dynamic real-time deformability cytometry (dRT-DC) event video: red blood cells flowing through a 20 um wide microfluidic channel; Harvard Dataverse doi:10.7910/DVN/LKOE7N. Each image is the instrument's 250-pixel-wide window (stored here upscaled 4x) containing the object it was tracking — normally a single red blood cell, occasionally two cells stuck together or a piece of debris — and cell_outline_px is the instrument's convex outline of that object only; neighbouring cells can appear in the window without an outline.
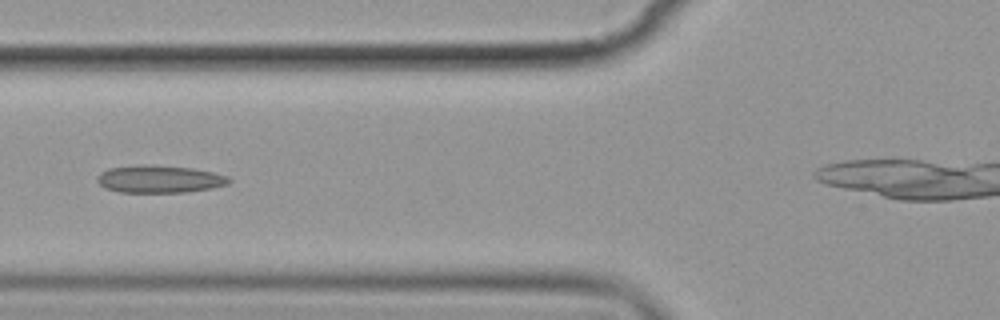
{"species": "common noctule bat (a hibernating species)", "species_latin": "Nyctalus noctula", "temperature_condition": "cold", "stored_images_in_passage": 8, "camera_frame_rate_fps": 3000, "um_per_image_px": 0.085, "animal": {"sex": "female", "body_mass_g": 19.9}, "frame": {"image": 1, "passage_image": 4, "time_ms": 3.667, "image_size_px": [1000, 320], "cell_outline_px": [[232, 180], [228, 184], [212, 188], [188, 192], [120, 192], [104, 188], [96, 180], [96, 176], [100, 172], [108, 168], [136, 164], [152, 164], [192, 168], [212, 172], [228, 176]], "centroid_in_image_um": [13.52, 15.21], "position_along_channel_um": 112.3, "area_um2": 21.44}}
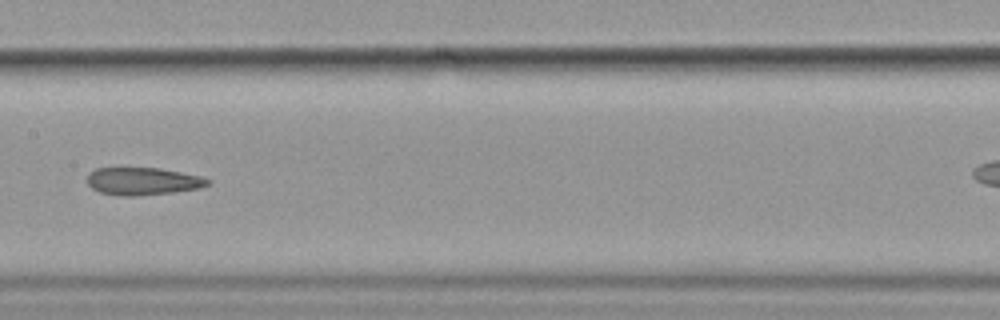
{"frame": {"image": 2, "passage_image": 6, "time_ms": 6.0, "image_size_px": [1000, 320], "cell_outline_px": [[212, 180], [208, 184], [200, 188], [172, 192], [132, 196], [124, 196], [100, 192], [92, 188], [88, 184], [88, 172], [96, 168], [160, 168], [200, 176]], "centroid_in_image_um": [12.13, 15.39], "position_along_channel_um": 195.3, "area_um2": 19.19}}
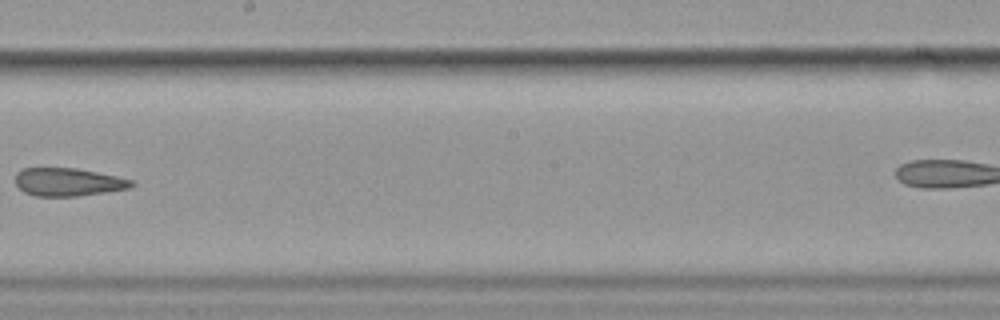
{"frame": {"image": 3, "passage_image": 7, "time_ms": 7.333, "image_size_px": [1000, 320], "cell_outline_px": [[136, 184], [128, 188], [104, 192], [76, 196], [36, 196], [24, 192], [16, 184], [16, 172], [24, 168], [76, 168], [136, 180]], "centroid_in_image_um": [5.8, 15.47], "position_along_channel_um": 242.4, "area_um2": 18.9}}